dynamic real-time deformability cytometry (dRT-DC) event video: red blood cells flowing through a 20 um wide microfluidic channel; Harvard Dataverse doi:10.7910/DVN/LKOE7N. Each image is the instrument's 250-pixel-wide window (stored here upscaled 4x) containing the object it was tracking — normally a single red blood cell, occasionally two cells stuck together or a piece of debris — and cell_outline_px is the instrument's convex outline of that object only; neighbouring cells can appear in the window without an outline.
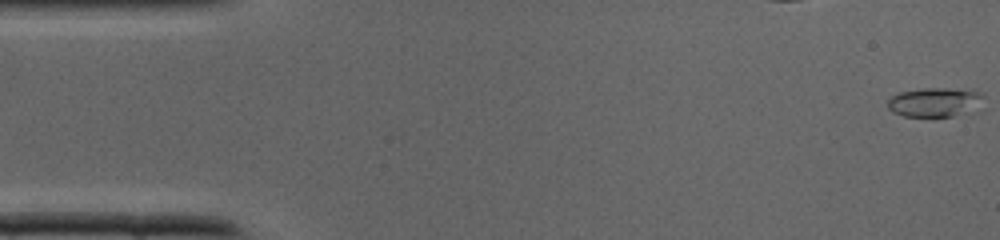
{"species": "common noctule bat (a hibernating species)", "species_latin": "Nyctalus noctula", "temperature_condition": "cold", "stored_images_in_passage": 14, "camera_frame_rate_fps": 3000, "um_per_image_px": 0.085, "animal": {"sex": "male", "body_mass_g": 19.0, "forearm_length_mm": 50.8}, "frame": {"image": 1, "passage_image": 1, "time_ms": 0.0, "image_size_px": [1000, 240], "cell_outline_px": [[984, 96], [952, 116], [904, 116], [892, 112], [888, 108], [888, 100], [892, 96], [900, 92], [920, 88], [944, 88], [976, 92]], "centroid_in_image_um": [79.2, 8.66], "position_along_channel_um": 5.8, "area_um2": 15.03}}